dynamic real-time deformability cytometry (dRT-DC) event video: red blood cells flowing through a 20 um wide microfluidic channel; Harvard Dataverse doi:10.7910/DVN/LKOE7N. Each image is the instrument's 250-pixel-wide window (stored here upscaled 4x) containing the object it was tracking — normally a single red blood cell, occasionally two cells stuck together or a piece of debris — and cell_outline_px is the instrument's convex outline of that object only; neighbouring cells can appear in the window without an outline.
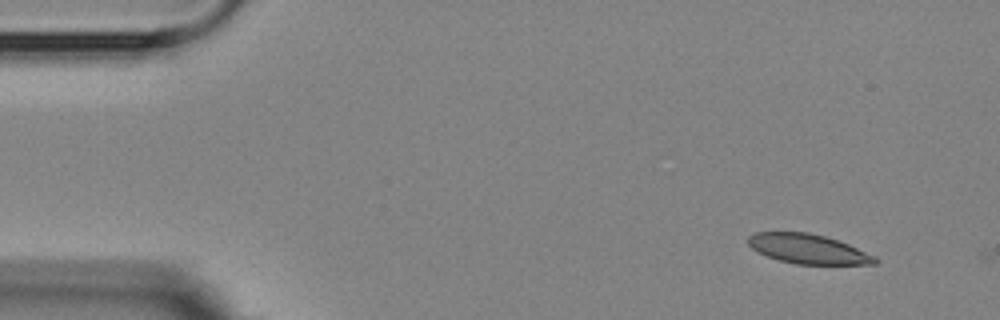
{"species": "Egyptian fruit bat (a non-hibernating species)", "species_latin": "Rousettus aegyptiacus", "temperature_condition": "room temperature", "stored_images_in_passage": 7, "camera_frame_rate_fps": 3000, "um_per_image_px": 0.085, "animal": {"sex": "female"}, "frame": {"image": 1, "passage_image": 1, "time_ms": 0.0, "image_size_px": [1000, 320], "cell_outline_px": [[880, 260], [876, 264], [796, 264], [780, 260], [756, 252], [748, 244], [748, 236], [756, 232], [808, 232], [824, 236], [848, 244], [876, 256]], "centroid_in_image_um": [68.69, 21.16], "position_along_channel_um": 16.3, "area_um2": 21.79}}
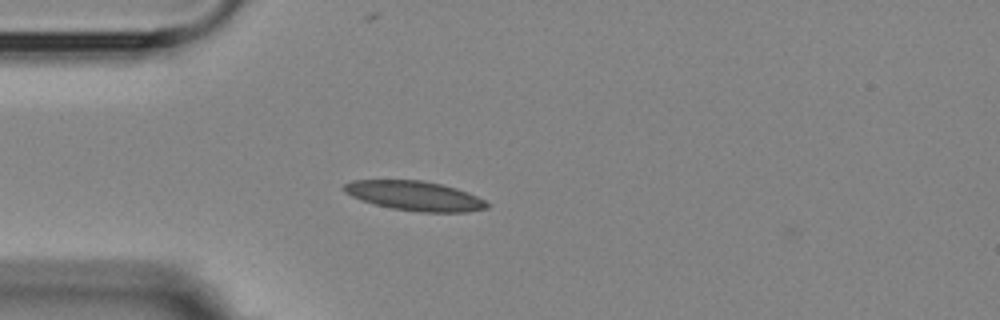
{"frame": {"image": 2, "passage_image": 4, "time_ms": 3.333, "image_size_px": [1000, 320], "cell_outline_px": [[492, 204], [488, 208], [468, 212], [420, 212], [392, 208], [376, 204], [352, 196], [344, 192], [340, 188], [344, 184], [352, 180], [420, 180], [440, 184], [456, 188], [468, 192]], "centroid_in_image_um": [35.27, 16.64], "position_along_channel_um": 49.7, "area_um2": 24.57}}
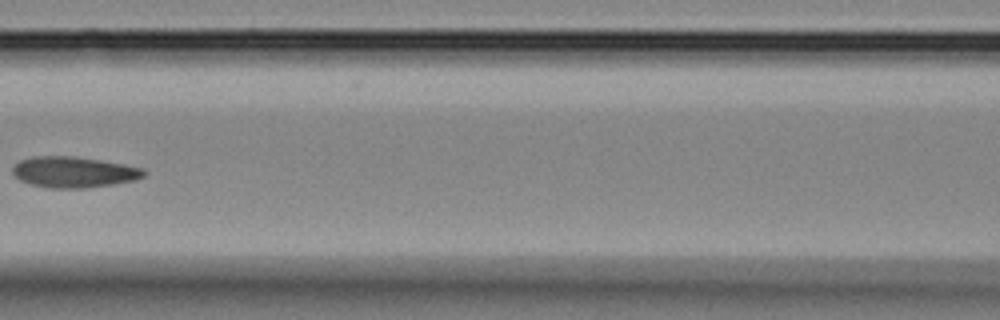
{"frame": {"image": 3, "passage_image": 7, "time_ms": 6.667, "image_size_px": [1000, 320], "cell_outline_px": [[148, 172], [144, 176], [136, 180], [88, 188], [48, 188], [32, 184], [20, 180], [12, 172], [12, 168], [20, 160], [32, 156], [76, 156], [124, 164], [144, 168]], "centroid_in_image_um": [6.3, 14.62], "position_along_channel_um": 160.3, "area_um2": 23.76}}